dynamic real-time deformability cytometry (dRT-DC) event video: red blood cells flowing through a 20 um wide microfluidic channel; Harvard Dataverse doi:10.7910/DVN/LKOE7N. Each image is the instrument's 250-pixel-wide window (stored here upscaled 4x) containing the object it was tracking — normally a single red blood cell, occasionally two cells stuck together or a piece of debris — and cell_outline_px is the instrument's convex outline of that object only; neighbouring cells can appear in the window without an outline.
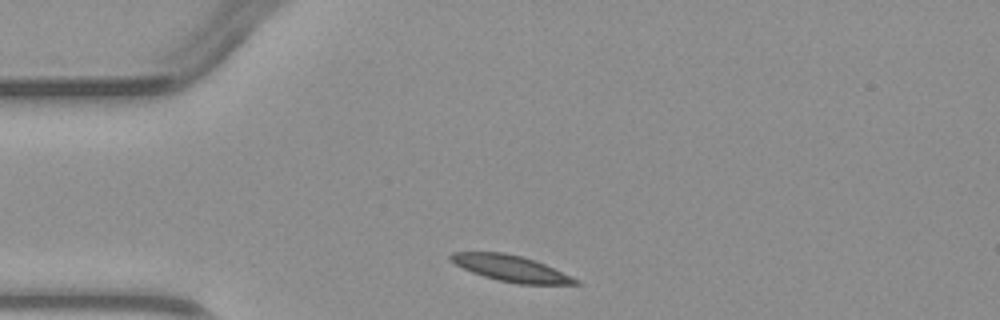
{"species": "common noctule bat (a hibernating species)", "species_latin": "Nyctalus noctula", "temperature_condition": "warm", "stored_images_in_passage": 2, "camera_frame_rate_fps": 3000, "um_per_image_px": 0.085, "animal": {"sex": "male", "body_mass_g": 23.1, "forearm_length_mm": 52.7}, "frame": {"image": 1, "passage_image": 1, "time_ms": 0.0, "image_size_px": [1000, 320], "cell_outline_px": [[580, 284], [520, 284], [500, 280], [484, 276], [472, 272], [456, 264], [448, 256], [452, 252], [504, 252], [520, 256], [544, 264], [580, 280]], "centroid_in_image_um": [43.43, 22.81], "position_along_channel_um": 41.6, "area_um2": 18.55}}